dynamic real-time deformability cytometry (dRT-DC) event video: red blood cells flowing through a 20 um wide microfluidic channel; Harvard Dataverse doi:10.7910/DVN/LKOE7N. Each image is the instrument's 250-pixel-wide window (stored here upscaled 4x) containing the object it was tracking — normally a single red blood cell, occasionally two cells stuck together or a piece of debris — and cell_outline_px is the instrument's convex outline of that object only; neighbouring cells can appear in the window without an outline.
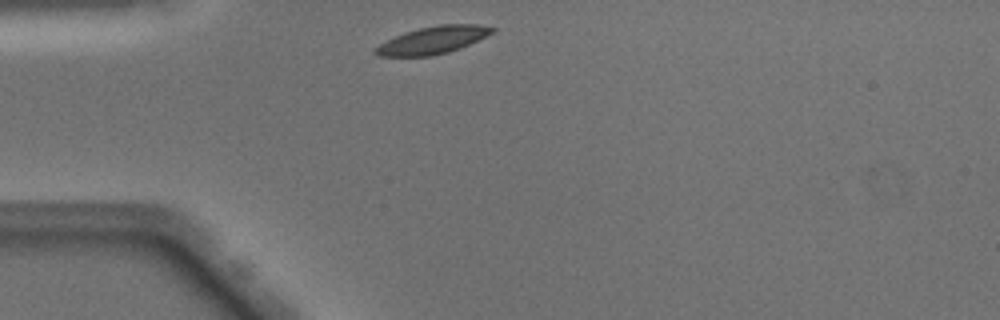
{"species": "Egyptian fruit bat (a non-hibernating species)", "species_latin": "Rousettus aegyptiacus", "temperature_condition": "warm", "stored_images_in_passage": 37, "camera_frame_rate_fps": 3000, "um_per_image_px": 0.085, "animal": {"sex": "male"}, "frame": {"image": 1, "passage_image": 1, "time_ms": 0.0, "image_size_px": [1000, 320], "cell_outline_px": [[496, 28], [492, 32], [460, 48], [448, 52], [432, 56], [376, 56], [372, 52], [380, 44], [396, 36], [420, 28], [440, 24], [476, 24]], "centroid_in_image_um": [36.76, 3.42], "position_along_channel_um": 48.2, "area_um2": 18.21}}
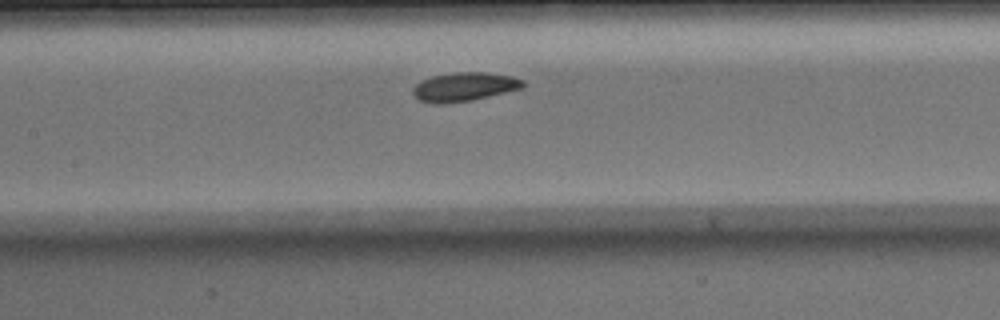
{"frame": {"image": 2, "passage_image": 11, "time_ms": 3.333, "image_size_px": [1000, 320], "cell_outline_px": [[524, 88], [472, 100], [448, 104], [436, 104], [420, 100], [412, 92], [412, 88], [420, 80], [432, 76], [452, 72], [484, 72], [512, 76], [524, 80]], "centroid_in_image_um": [39.46, 7.38], "position_along_channel_um": 167.9, "area_um2": 18.67}}
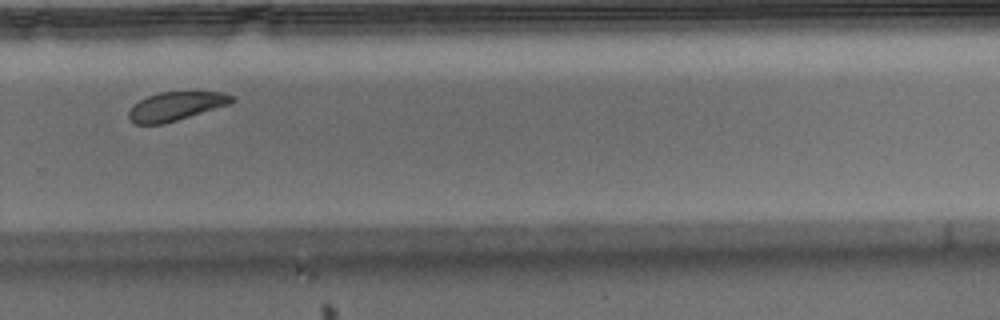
{"frame": {"image": 3, "passage_image": 22, "time_ms": 7.0, "image_size_px": [1000, 320], "cell_outline_px": [[236, 100], [228, 104], [164, 124], [136, 124], [128, 116], [128, 112], [140, 100], [148, 96], [160, 92], [224, 92], [236, 96]], "centroid_in_image_um": [14.98, 9.02], "position_along_channel_um": 314.8, "area_um2": 16.94}, "authors_computed_cell_mechanics": {"area_um2": 18.4382, "velocity_mm_per_s": 4.0172, "shape_relaxation_time_tau1_ms": 2.5338, "shape_relaxation_time_tau2_ms": 2.788, "deformation_change_tau1": 0.1005, "deformation_change_tau2": 0.0792}}